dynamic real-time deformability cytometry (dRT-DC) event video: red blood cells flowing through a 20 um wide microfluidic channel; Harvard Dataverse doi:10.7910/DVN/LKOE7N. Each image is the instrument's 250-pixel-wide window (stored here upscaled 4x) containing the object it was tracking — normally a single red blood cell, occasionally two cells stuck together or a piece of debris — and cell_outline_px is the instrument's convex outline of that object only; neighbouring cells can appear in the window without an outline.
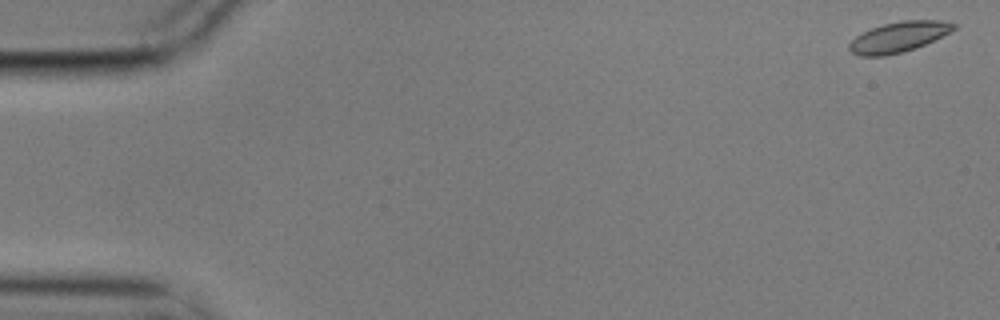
{"species": "common noctule bat (a hibernating species)", "species_latin": "Nyctalus noctula", "temperature_condition": "cold", "stored_images_in_passage": 5, "camera_frame_rate_fps": 3000, "um_per_image_px": 0.085, "animal": {"sex": "male", "body_mass_g": 17.9}, "frame": {"image": 1, "passage_image": 1, "time_ms": 0.0, "image_size_px": [1000, 320], "cell_outline_px": [[956, 28], [916, 48], [884, 56], [860, 56], [852, 52], [848, 48], [848, 44], [856, 36], [872, 28], [884, 24], [904, 20], [940, 20], [956, 24]], "centroid_in_image_um": [76.35, 3.14], "position_along_channel_um": 8.6, "area_um2": 18.09}}
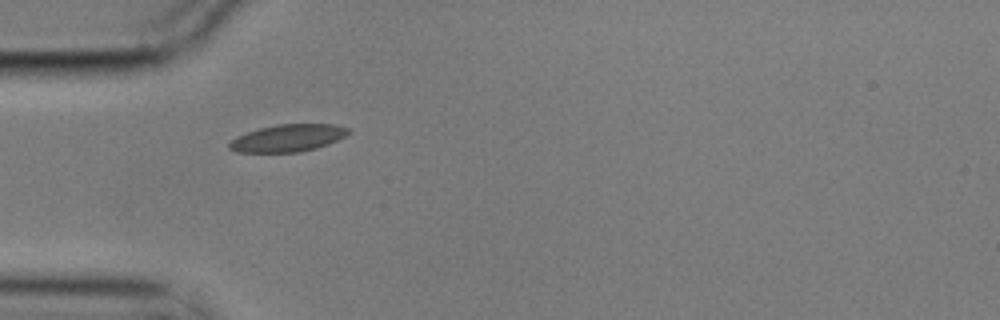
{"frame": {"image": 2, "passage_image": 4, "time_ms": 1.0, "image_size_px": [1000, 320], "cell_outline_px": [[352, 132], [328, 144], [316, 148], [300, 152], [236, 152], [228, 148], [228, 144], [236, 136], [260, 128], [276, 124], [332, 124], [348, 128]], "centroid_in_image_um": [24.46, 11.73], "position_along_channel_um": 60.5, "area_um2": 18.84}}
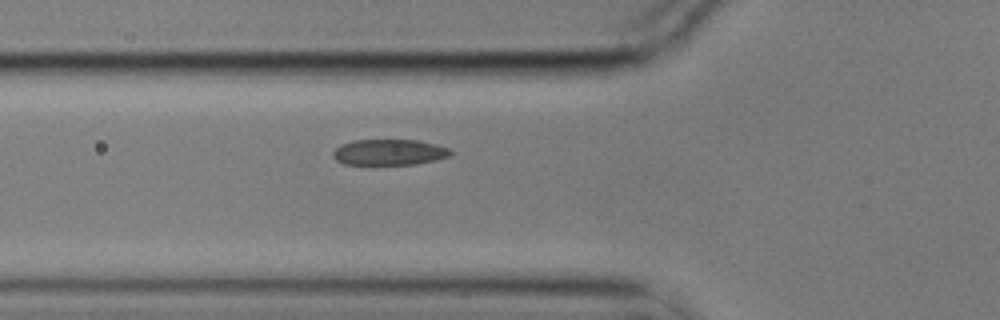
{"frame": {"image": 3, "passage_image": 5, "time_ms": 1.333, "image_size_px": [1000, 320], "cell_outline_px": [[452, 156], [436, 160], [416, 164], [344, 164], [336, 160], [332, 156], [332, 152], [340, 144], [352, 140], [416, 140], [436, 144], [448, 148], [452, 152]], "centroid_in_image_um": [33.08, 12.93], "position_along_channel_um": 92.7, "area_um2": 17.8}}